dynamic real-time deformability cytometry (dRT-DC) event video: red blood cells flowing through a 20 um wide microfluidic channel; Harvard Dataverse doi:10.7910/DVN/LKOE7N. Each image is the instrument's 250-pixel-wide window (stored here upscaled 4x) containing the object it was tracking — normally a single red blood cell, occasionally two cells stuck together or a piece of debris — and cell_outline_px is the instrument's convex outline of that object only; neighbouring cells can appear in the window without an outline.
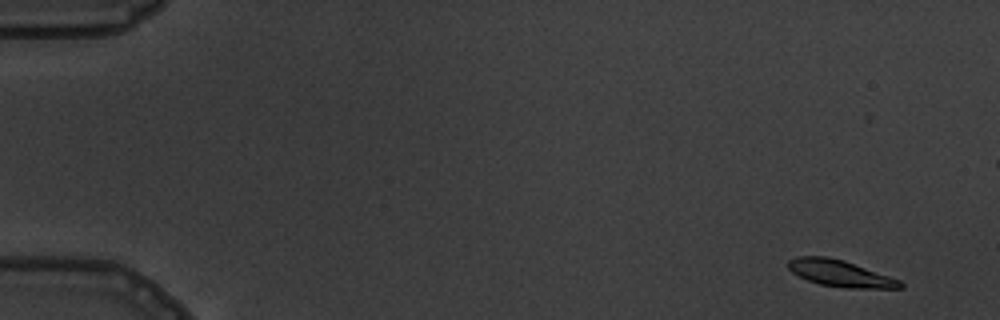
{"species": "common noctule bat (a hibernating species)", "species_latin": "Nyctalus noctula", "temperature_condition": "warm", "stored_images_in_passage": 5, "camera_frame_rate_fps": 3000, "um_per_image_px": 0.085, "animal": {"sex": "male", "body_mass_g": 19.5, "forearm_length_mm": 54.6}, "frame": {"image": 1, "passage_image": 1, "time_ms": 0.0, "image_size_px": [1000, 320], "cell_outline_px": [[904, 288], [848, 288], [820, 284], [808, 280], [792, 272], [788, 268], [788, 260], [796, 256], [828, 256], [844, 260], [900, 280], [904, 284]], "centroid_in_image_um": [71.41, 23.23], "position_along_channel_um": 13.6, "area_um2": 17.22}}